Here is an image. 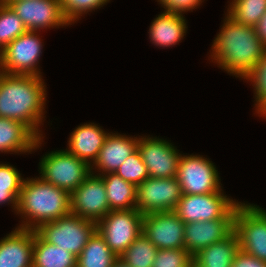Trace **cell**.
Here are the masks:
<instances>
[{"instance_id": "cell-1", "label": "cell", "mask_w": 266, "mask_h": 267, "mask_svg": "<svg viewBox=\"0 0 266 267\" xmlns=\"http://www.w3.org/2000/svg\"><path fill=\"white\" fill-rule=\"evenodd\" d=\"M43 77L0 71V117L17 120L38 138L45 137L47 90Z\"/></svg>"}, {"instance_id": "cell-2", "label": "cell", "mask_w": 266, "mask_h": 267, "mask_svg": "<svg viewBox=\"0 0 266 267\" xmlns=\"http://www.w3.org/2000/svg\"><path fill=\"white\" fill-rule=\"evenodd\" d=\"M222 22L208 60L242 80L262 57L266 46L258 38L255 27L242 25L227 13Z\"/></svg>"}, {"instance_id": "cell-3", "label": "cell", "mask_w": 266, "mask_h": 267, "mask_svg": "<svg viewBox=\"0 0 266 267\" xmlns=\"http://www.w3.org/2000/svg\"><path fill=\"white\" fill-rule=\"evenodd\" d=\"M71 213V193L43 180L26 177L17 199L19 228L36 230L41 224Z\"/></svg>"}, {"instance_id": "cell-4", "label": "cell", "mask_w": 266, "mask_h": 267, "mask_svg": "<svg viewBox=\"0 0 266 267\" xmlns=\"http://www.w3.org/2000/svg\"><path fill=\"white\" fill-rule=\"evenodd\" d=\"M38 165L43 180L70 193L91 174V166L66 149L45 153Z\"/></svg>"}, {"instance_id": "cell-5", "label": "cell", "mask_w": 266, "mask_h": 267, "mask_svg": "<svg viewBox=\"0 0 266 267\" xmlns=\"http://www.w3.org/2000/svg\"><path fill=\"white\" fill-rule=\"evenodd\" d=\"M46 242L63 248L78 257L97 231V223L72 213L41 224L35 230Z\"/></svg>"}, {"instance_id": "cell-6", "label": "cell", "mask_w": 266, "mask_h": 267, "mask_svg": "<svg viewBox=\"0 0 266 267\" xmlns=\"http://www.w3.org/2000/svg\"><path fill=\"white\" fill-rule=\"evenodd\" d=\"M40 31H27L2 49L0 71L7 74L34 75L43 77L40 58L44 40Z\"/></svg>"}, {"instance_id": "cell-7", "label": "cell", "mask_w": 266, "mask_h": 267, "mask_svg": "<svg viewBox=\"0 0 266 267\" xmlns=\"http://www.w3.org/2000/svg\"><path fill=\"white\" fill-rule=\"evenodd\" d=\"M219 175L216 165L204 155L182 153L176 179L182 194L200 195L224 192Z\"/></svg>"}, {"instance_id": "cell-8", "label": "cell", "mask_w": 266, "mask_h": 267, "mask_svg": "<svg viewBox=\"0 0 266 267\" xmlns=\"http://www.w3.org/2000/svg\"><path fill=\"white\" fill-rule=\"evenodd\" d=\"M234 231L241 250L266 262V209L241 201L234 216Z\"/></svg>"}, {"instance_id": "cell-9", "label": "cell", "mask_w": 266, "mask_h": 267, "mask_svg": "<svg viewBox=\"0 0 266 267\" xmlns=\"http://www.w3.org/2000/svg\"><path fill=\"white\" fill-rule=\"evenodd\" d=\"M142 219L137 209L111 210L97 223V232L119 257L142 233Z\"/></svg>"}, {"instance_id": "cell-10", "label": "cell", "mask_w": 266, "mask_h": 267, "mask_svg": "<svg viewBox=\"0 0 266 267\" xmlns=\"http://www.w3.org/2000/svg\"><path fill=\"white\" fill-rule=\"evenodd\" d=\"M239 203L240 201L230 198L225 192L182 194L174 212L184 223L211 221L223 219Z\"/></svg>"}, {"instance_id": "cell-11", "label": "cell", "mask_w": 266, "mask_h": 267, "mask_svg": "<svg viewBox=\"0 0 266 267\" xmlns=\"http://www.w3.org/2000/svg\"><path fill=\"white\" fill-rule=\"evenodd\" d=\"M137 148L148 169L149 177L162 179L176 177L182 152L171 143V140L153 135H139Z\"/></svg>"}, {"instance_id": "cell-12", "label": "cell", "mask_w": 266, "mask_h": 267, "mask_svg": "<svg viewBox=\"0 0 266 267\" xmlns=\"http://www.w3.org/2000/svg\"><path fill=\"white\" fill-rule=\"evenodd\" d=\"M8 4L22 20L28 31L64 28L71 26L65 18L60 0H13Z\"/></svg>"}, {"instance_id": "cell-13", "label": "cell", "mask_w": 266, "mask_h": 267, "mask_svg": "<svg viewBox=\"0 0 266 267\" xmlns=\"http://www.w3.org/2000/svg\"><path fill=\"white\" fill-rule=\"evenodd\" d=\"M181 196L180 184L176 177H149L137 186L135 206L143 215L174 211Z\"/></svg>"}, {"instance_id": "cell-14", "label": "cell", "mask_w": 266, "mask_h": 267, "mask_svg": "<svg viewBox=\"0 0 266 267\" xmlns=\"http://www.w3.org/2000/svg\"><path fill=\"white\" fill-rule=\"evenodd\" d=\"M109 212L103 178L91 173L71 193V213L98 223Z\"/></svg>"}, {"instance_id": "cell-15", "label": "cell", "mask_w": 266, "mask_h": 267, "mask_svg": "<svg viewBox=\"0 0 266 267\" xmlns=\"http://www.w3.org/2000/svg\"><path fill=\"white\" fill-rule=\"evenodd\" d=\"M185 223L174 211L144 214L142 233L157 249L185 248Z\"/></svg>"}, {"instance_id": "cell-16", "label": "cell", "mask_w": 266, "mask_h": 267, "mask_svg": "<svg viewBox=\"0 0 266 267\" xmlns=\"http://www.w3.org/2000/svg\"><path fill=\"white\" fill-rule=\"evenodd\" d=\"M237 206L223 219L185 223V249L193 256L207 246L221 241L234 230Z\"/></svg>"}, {"instance_id": "cell-17", "label": "cell", "mask_w": 266, "mask_h": 267, "mask_svg": "<svg viewBox=\"0 0 266 267\" xmlns=\"http://www.w3.org/2000/svg\"><path fill=\"white\" fill-rule=\"evenodd\" d=\"M139 135L137 137L109 132L100 149L99 156L91 166V173L104 175L115 173L126 159L137 149Z\"/></svg>"}, {"instance_id": "cell-18", "label": "cell", "mask_w": 266, "mask_h": 267, "mask_svg": "<svg viewBox=\"0 0 266 267\" xmlns=\"http://www.w3.org/2000/svg\"><path fill=\"white\" fill-rule=\"evenodd\" d=\"M34 230L15 227L0 239V267H32Z\"/></svg>"}, {"instance_id": "cell-19", "label": "cell", "mask_w": 266, "mask_h": 267, "mask_svg": "<svg viewBox=\"0 0 266 267\" xmlns=\"http://www.w3.org/2000/svg\"><path fill=\"white\" fill-rule=\"evenodd\" d=\"M108 134L109 131H105L102 126L94 122H84L70 133L65 149L92 166Z\"/></svg>"}, {"instance_id": "cell-20", "label": "cell", "mask_w": 266, "mask_h": 267, "mask_svg": "<svg viewBox=\"0 0 266 267\" xmlns=\"http://www.w3.org/2000/svg\"><path fill=\"white\" fill-rule=\"evenodd\" d=\"M45 137L38 138L17 120L0 117V153L32 154L42 147Z\"/></svg>"}, {"instance_id": "cell-21", "label": "cell", "mask_w": 266, "mask_h": 267, "mask_svg": "<svg viewBox=\"0 0 266 267\" xmlns=\"http://www.w3.org/2000/svg\"><path fill=\"white\" fill-rule=\"evenodd\" d=\"M185 15L162 12L151 22L148 30L150 42L158 48H172L186 36L188 31Z\"/></svg>"}, {"instance_id": "cell-22", "label": "cell", "mask_w": 266, "mask_h": 267, "mask_svg": "<svg viewBox=\"0 0 266 267\" xmlns=\"http://www.w3.org/2000/svg\"><path fill=\"white\" fill-rule=\"evenodd\" d=\"M239 250V240L233 230L223 240L217 241L193 255V267H231Z\"/></svg>"}, {"instance_id": "cell-23", "label": "cell", "mask_w": 266, "mask_h": 267, "mask_svg": "<svg viewBox=\"0 0 266 267\" xmlns=\"http://www.w3.org/2000/svg\"><path fill=\"white\" fill-rule=\"evenodd\" d=\"M77 257L57 245L46 242L34 230L32 267H76Z\"/></svg>"}, {"instance_id": "cell-24", "label": "cell", "mask_w": 266, "mask_h": 267, "mask_svg": "<svg viewBox=\"0 0 266 267\" xmlns=\"http://www.w3.org/2000/svg\"><path fill=\"white\" fill-rule=\"evenodd\" d=\"M100 176L106 188L110 211L136 209V185L125 181L116 173H106Z\"/></svg>"}, {"instance_id": "cell-25", "label": "cell", "mask_w": 266, "mask_h": 267, "mask_svg": "<svg viewBox=\"0 0 266 267\" xmlns=\"http://www.w3.org/2000/svg\"><path fill=\"white\" fill-rule=\"evenodd\" d=\"M117 258L96 231L77 257L76 267H112Z\"/></svg>"}, {"instance_id": "cell-26", "label": "cell", "mask_w": 266, "mask_h": 267, "mask_svg": "<svg viewBox=\"0 0 266 267\" xmlns=\"http://www.w3.org/2000/svg\"><path fill=\"white\" fill-rule=\"evenodd\" d=\"M24 179L15 166L0 162V206L10 205L12 212H16L17 199Z\"/></svg>"}, {"instance_id": "cell-27", "label": "cell", "mask_w": 266, "mask_h": 267, "mask_svg": "<svg viewBox=\"0 0 266 267\" xmlns=\"http://www.w3.org/2000/svg\"><path fill=\"white\" fill-rule=\"evenodd\" d=\"M157 250L156 246L141 233L119 258L129 267H152Z\"/></svg>"}, {"instance_id": "cell-28", "label": "cell", "mask_w": 266, "mask_h": 267, "mask_svg": "<svg viewBox=\"0 0 266 267\" xmlns=\"http://www.w3.org/2000/svg\"><path fill=\"white\" fill-rule=\"evenodd\" d=\"M226 13L242 25L255 27L266 11V0H230Z\"/></svg>"}, {"instance_id": "cell-29", "label": "cell", "mask_w": 266, "mask_h": 267, "mask_svg": "<svg viewBox=\"0 0 266 267\" xmlns=\"http://www.w3.org/2000/svg\"><path fill=\"white\" fill-rule=\"evenodd\" d=\"M250 82L254 92V115L263 117L266 115V50L262 57L256 62L253 69L243 78Z\"/></svg>"}, {"instance_id": "cell-30", "label": "cell", "mask_w": 266, "mask_h": 267, "mask_svg": "<svg viewBox=\"0 0 266 267\" xmlns=\"http://www.w3.org/2000/svg\"><path fill=\"white\" fill-rule=\"evenodd\" d=\"M27 31L28 29L12 8L0 1V48H5Z\"/></svg>"}, {"instance_id": "cell-31", "label": "cell", "mask_w": 266, "mask_h": 267, "mask_svg": "<svg viewBox=\"0 0 266 267\" xmlns=\"http://www.w3.org/2000/svg\"><path fill=\"white\" fill-rule=\"evenodd\" d=\"M65 18L74 25L89 12H95L110 3L111 0H60Z\"/></svg>"}, {"instance_id": "cell-32", "label": "cell", "mask_w": 266, "mask_h": 267, "mask_svg": "<svg viewBox=\"0 0 266 267\" xmlns=\"http://www.w3.org/2000/svg\"><path fill=\"white\" fill-rule=\"evenodd\" d=\"M119 177L136 186L149 178L148 169L142 161L138 148L115 172Z\"/></svg>"}, {"instance_id": "cell-33", "label": "cell", "mask_w": 266, "mask_h": 267, "mask_svg": "<svg viewBox=\"0 0 266 267\" xmlns=\"http://www.w3.org/2000/svg\"><path fill=\"white\" fill-rule=\"evenodd\" d=\"M152 267H193L192 255L185 249H158Z\"/></svg>"}, {"instance_id": "cell-34", "label": "cell", "mask_w": 266, "mask_h": 267, "mask_svg": "<svg viewBox=\"0 0 266 267\" xmlns=\"http://www.w3.org/2000/svg\"><path fill=\"white\" fill-rule=\"evenodd\" d=\"M164 12L186 14L199 8L205 0H156Z\"/></svg>"}, {"instance_id": "cell-35", "label": "cell", "mask_w": 266, "mask_h": 267, "mask_svg": "<svg viewBox=\"0 0 266 267\" xmlns=\"http://www.w3.org/2000/svg\"><path fill=\"white\" fill-rule=\"evenodd\" d=\"M231 267H266V262H263L240 249L233 260Z\"/></svg>"}, {"instance_id": "cell-36", "label": "cell", "mask_w": 266, "mask_h": 267, "mask_svg": "<svg viewBox=\"0 0 266 267\" xmlns=\"http://www.w3.org/2000/svg\"><path fill=\"white\" fill-rule=\"evenodd\" d=\"M255 29L258 38L266 46V11L256 24Z\"/></svg>"}, {"instance_id": "cell-37", "label": "cell", "mask_w": 266, "mask_h": 267, "mask_svg": "<svg viewBox=\"0 0 266 267\" xmlns=\"http://www.w3.org/2000/svg\"><path fill=\"white\" fill-rule=\"evenodd\" d=\"M112 267H129L126 263H124L119 257L113 263Z\"/></svg>"}, {"instance_id": "cell-38", "label": "cell", "mask_w": 266, "mask_h": 267, "mask_svg": "<svg viewBox=\"0 0 266 267\" xmlns=\"http://www.w3.org/2000/svg\"><path fill=\"white\" fill-rule=\"evenodd\" d=\"M1 57H2V49L0 48V61H1Z\"/></svg>"}]
</instances>
